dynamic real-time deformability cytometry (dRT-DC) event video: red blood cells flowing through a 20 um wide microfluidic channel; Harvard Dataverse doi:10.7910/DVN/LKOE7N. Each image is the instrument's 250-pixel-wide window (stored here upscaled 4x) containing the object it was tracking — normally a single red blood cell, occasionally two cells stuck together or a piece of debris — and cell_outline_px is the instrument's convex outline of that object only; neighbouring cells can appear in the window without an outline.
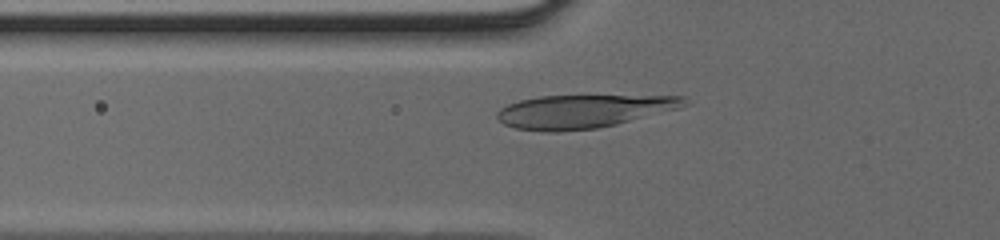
{"species": "human", "species_latin": "Homo sapiens", "temperature_condition": "cold", "stored_images_in_passage": 37, "camera_frame_rate_fps": 3000, "um_per_image_px": 0.085, "donor": {"sex": "male"}, "frame": {"image": 1, "passage_image": 8, "time_ms": 2.333, "image_size_px": [1000, 240], "cell_outline_px": [[688, 104], [676, 108], [616, 124], [596, 128], [560, 132], [544, 132], [516, 128], [504, 124], [496, 116], [496, 112], [500, 108], [508, 104], [520, 100], [540, 96], [684, 96]], "centroid_in_image_um": [49.49, 9.47], "position_along_channel_um": 76.3, "area_um2": 35.84}}
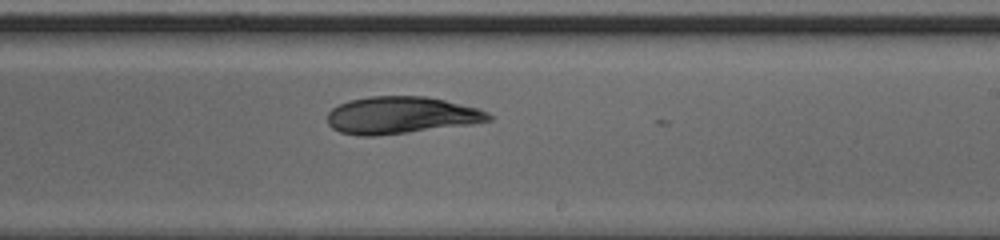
{"frame": {"image": 2, "passage_image": 20, "time_ms": 6.333, "image_size_px": [1000, 240], "cell_outline_px": [[492, 120], [472, 124], [408, 132], [372, 136], [360, 136], [340, 132], [332, 128], [328, 124], [328, 112], [332, 108], [348, 100], [368, 96], [424, 96], [444, 100], [480, 108], [488, 112], [492, 116]], "centroid_in_image_um": [34.09, 9.79], "position_along_channel_um": 254.9, "area_um2": 34.91}}
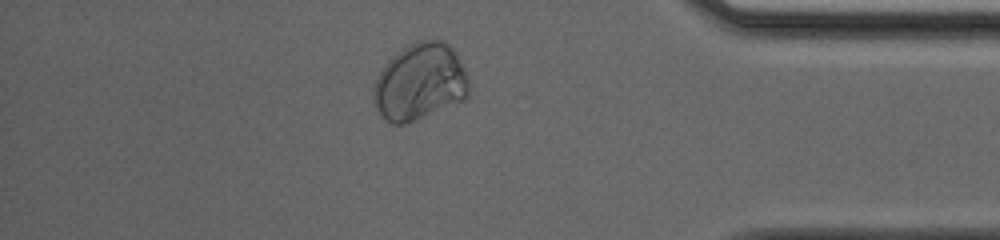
{"frame": {"image": 3, "passage_image": 31, "time_ms": 10.0, "image_size_px": [1000, 240], "cell_outline_px": [[468, 96], [464, 100], [404, 124], [392, 124], [380, 116], [372, 104], [372, 88], [384, 64], [392, 56], [404, 48], [420, 40], [440, 40], [448, 44], [456, 52], [464, 68], [468, 80]], "centroid_in_image_um": [35.66, 6.99], "position_along_channel_um": 399.5, "area_um2": 42.66}}